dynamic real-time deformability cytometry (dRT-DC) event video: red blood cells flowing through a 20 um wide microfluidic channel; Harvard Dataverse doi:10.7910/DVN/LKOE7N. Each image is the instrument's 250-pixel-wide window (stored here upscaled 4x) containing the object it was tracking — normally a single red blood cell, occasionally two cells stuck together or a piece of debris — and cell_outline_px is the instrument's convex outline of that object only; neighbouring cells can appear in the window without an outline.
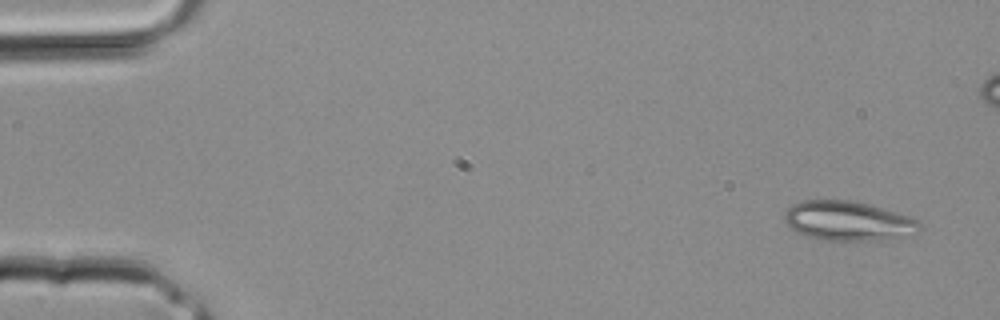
{"species": "common noctule bat (a hibernating species)", "species_latin": "Nyctalus noctula", "temperature_condition": "room temperature", "stored_images_in_passage": 4, "camera_frame_rate_fps": 3000, "um_per_image_px": 0.085, "animal": {"sex": "male", "body_mass_g": 20.4}, "frame": {"image": 1, "passage_image": 1, "time_ms": 0.0, "image_size_px": [1000, 320], "cell_outline_px": [[924, 228], [884, 240], [820, 240], [796, 232], [784, 220], [784, 216], [788, 208], [792, 204], [800, 200], [848, 200], [868, 204], [912, 216], [920, 220]], "centroid_in_image_um": [72.08, 18.76], "position_along_channel_um": 12.9, "area_um2": 30.98}}